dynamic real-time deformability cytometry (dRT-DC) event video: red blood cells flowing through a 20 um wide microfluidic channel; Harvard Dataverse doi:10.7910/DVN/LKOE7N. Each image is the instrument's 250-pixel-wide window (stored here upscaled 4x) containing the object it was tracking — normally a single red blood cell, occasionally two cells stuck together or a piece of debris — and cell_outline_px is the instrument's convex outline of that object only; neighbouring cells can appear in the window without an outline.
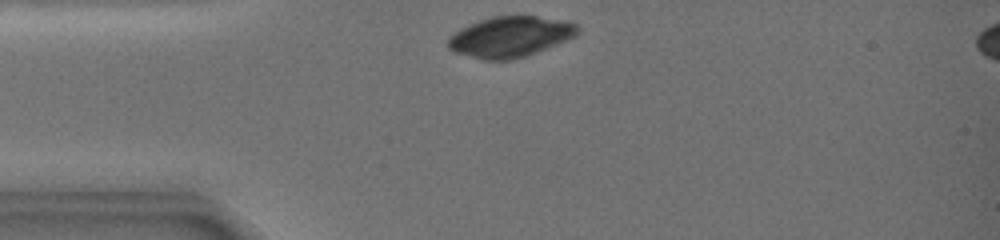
{"species": "common noctule bat (a hibernating species)", "species_latin": "Nyctalus noctula", "temperature_condition": "warm", "stored_images_in_passage": 7, "camera_frame_rate_fps": 3000, "um_per_image_px": 0.085, "animal": {"sex": "female", "body_mass_g": 19.0, "forearm_length_mm": 51.5}, "frame": {"image": 1, "passage_image": 1, "time_ms": 0.0, "image_size_px": [1000, 240], "cell_outline_px": [[576, 32], [572, 36], [544, 48], [524, 56], [512, 60], [484, 60], [456, 52], [448, 48], [448, 40], [460, 28], [480, 20], [492, 16], [536, 16], [576, 24]], "centroid_in_image_um": [43.27, 3.13], "position_along_channel_um": 41.7, "area_um2": 29.54}}